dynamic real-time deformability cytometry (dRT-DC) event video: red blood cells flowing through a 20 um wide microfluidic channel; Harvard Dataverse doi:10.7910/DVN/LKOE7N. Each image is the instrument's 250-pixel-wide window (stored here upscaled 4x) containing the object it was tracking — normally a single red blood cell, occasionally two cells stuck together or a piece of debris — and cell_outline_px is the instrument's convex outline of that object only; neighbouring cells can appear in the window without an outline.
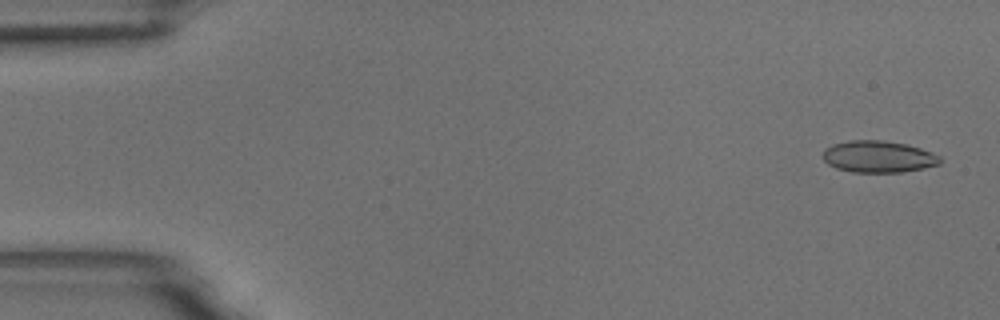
{"species": "common noctule bat (a hibernating species)", "species_latin": "Nyctalus noctula", "temperature_condition": "room temperature", "stored_images_in_passage": 40, "camera_frame_rate_fps": 3000, "um_per_image_px": 0.085, "animal": {"sex": "male", "body_mass_g": 18.8}, "frame": {"image": 1, "passage_image": 3, "time_ms": 0.667, "image_size_px": [1000, 320], "cell_outline_px": [[940, 164], [924, 168], [900, 172], [852, 172], [836, 168], [828, 164], [820, 156], [824, 148], [832, 144], [848, 140], [880, 140], [908, 144], [932, 152], [940, 156]], "centroid_in_image_um": [74.62, 13.31], "position_along_channel_um": 10.4, "area_um2": 21.91}}
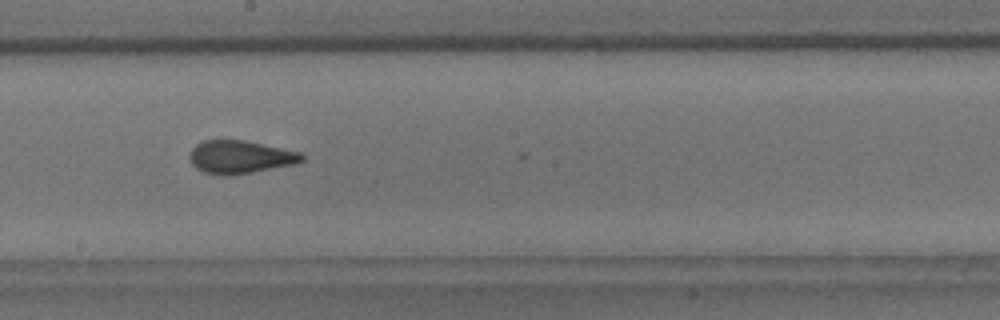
{"frame": {"image": 2, "passage_image": 33, "time_ms": 10.667, "image_size_px": [1000, 320], "cell_outline_px": [[304, 160], [296, 164], [232, 176], [224, 176], [204, 172], [196, 168], [192, 164], [188, 156], [192, 148], [196, 144], [204, 140], [244, 140], [304, 152]], "centroid_in_image_um": [20.44, 13.35], "position_along_channel_um": 227.8, "area_um2": 21.96}}
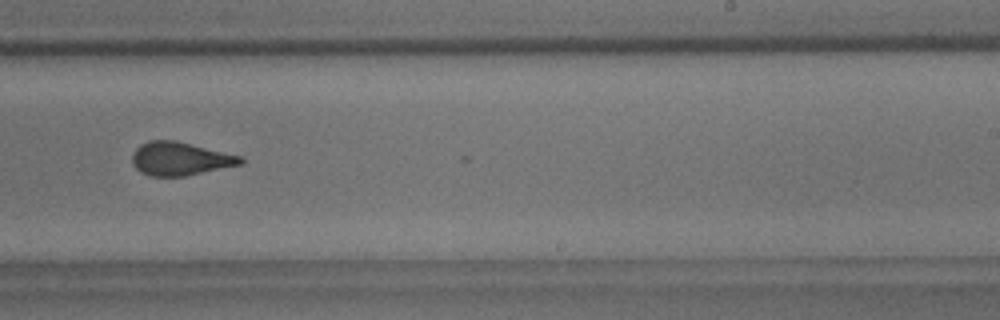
{"frame": {"image": 3, "passage_image": 37, "time_ms": 12.0, "image_size_px": [1000, 320], "cell_outline_px": [[244, 164], [184, 176], [152, 176], [140, 172], [132, 164], [132, 152], [140, 144], [148, 140], [176, 140], [244, 156]], "centroid_in_image_um": [15.33, 13.48], "position_along_channel_um": 273.7, "area_um2": 21.39}}